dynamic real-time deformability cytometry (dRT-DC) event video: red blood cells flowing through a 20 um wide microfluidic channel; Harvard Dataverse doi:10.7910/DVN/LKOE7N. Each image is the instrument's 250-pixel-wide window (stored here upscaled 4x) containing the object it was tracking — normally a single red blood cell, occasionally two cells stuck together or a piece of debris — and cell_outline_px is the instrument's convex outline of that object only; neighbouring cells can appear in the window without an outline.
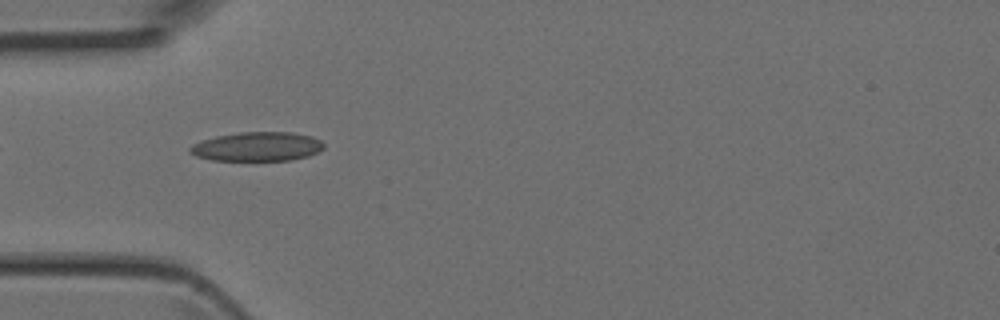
{"species": "Egyptian fruit bat (a non-hibernating species)", "species_latin": "Rousettus aegyptiacus", "temperature_condition": "room temperature", "stored_images_in_passage": 4, "camera_frame_rate_fps": 3000, "um_per_image_px": 0.085, "animal": {"sex": "female"}, "frame": {"image": 1, "passage_image": 3, "time_ms": 0.667, "image_size_px": [1000, 320], "cell_outline_px": [[324, 148], [308, 156], [292, 160], [212, 160], [196, 156], [188, 152], [188, 148], [192, 144], [216, 136], [240, 132], [292, 132], [312, 136], [320, 140], [324, 144]], "centroid_in_image_um": [21.86, 12.46], "position_along_channel_um": 63.1, "area_um2": 22.72}}
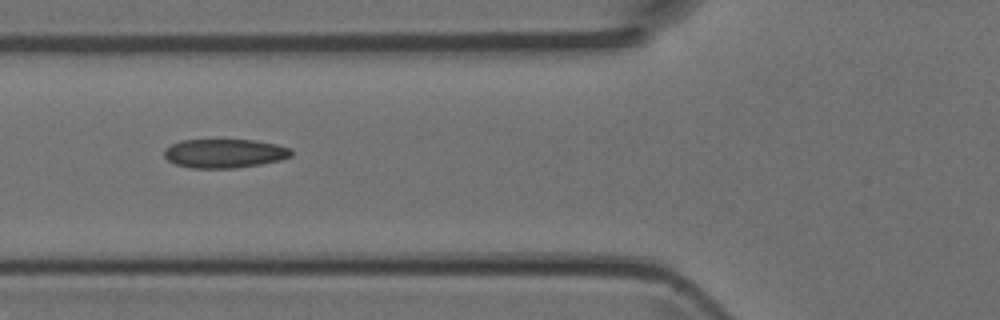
{"frame": {"image": 2, "passage_image": 4, "time_ms": 1.0, "image_size_px": [1000, 320], "cell_outline_px": [[292, 156], [280, 160], [260, 164], [236, 168], [192, 168], [176, 164], [168, 160], [164, 156], [164, 148], [180, 140], [256, 140], [276, 144], [288, 148], [292, 152]], "centroid_in_image_um": [19.07, 13.04], "position_along_channel_um": 106.7, "area_um2": 21.39}}